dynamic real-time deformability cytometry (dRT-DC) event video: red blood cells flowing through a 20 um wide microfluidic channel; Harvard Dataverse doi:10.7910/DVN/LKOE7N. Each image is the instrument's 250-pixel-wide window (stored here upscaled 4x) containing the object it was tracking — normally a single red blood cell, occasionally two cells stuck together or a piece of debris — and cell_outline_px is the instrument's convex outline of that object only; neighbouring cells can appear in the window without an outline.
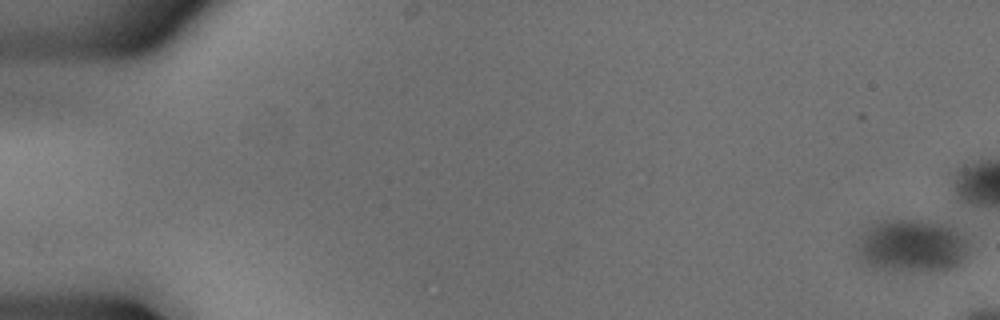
{"species": "common noctule bat (a hibernating species)", "species_latin": "Nyctalus noctula", "temperature_condition": "cold", "stored_images_in_passage": 1, "camera_frame_rate_fps": 3000, "um_per_image_px": 0.085, "animal": {"sex": "male", "body_mass_g": 18.8}, "frame": {"image": 1, "passage_image": 1, "time_ms": 0.0, "image_size_px": [1000, 320], "cell_outline_px": [[964, 256], [956, 264], [948, 268], [872, 268], [860, 264], [856, 256], [856, 248], [860, 232], [864, 228], [876, 220], [920, 220], [948, 224], [956, 228], [964, 240]], "centroid_in_image_um": [77.31, 20.82], "position_along_channel_um": 7.7, "area_um2": 33.7}}